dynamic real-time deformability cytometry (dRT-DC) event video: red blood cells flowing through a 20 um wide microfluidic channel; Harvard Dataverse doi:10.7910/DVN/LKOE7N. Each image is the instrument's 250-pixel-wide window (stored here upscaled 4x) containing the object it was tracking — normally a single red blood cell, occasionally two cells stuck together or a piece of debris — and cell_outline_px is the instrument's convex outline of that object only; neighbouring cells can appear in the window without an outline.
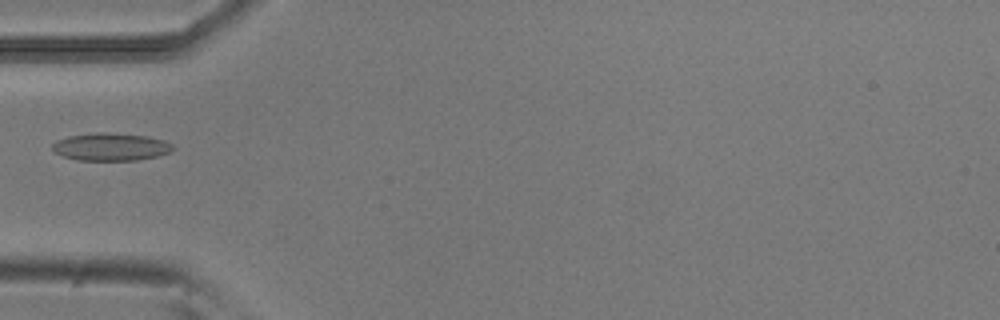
{"species": "common noctule bat (a hibernating species)", "species_latin": "Nyctalus noctula", "temperature_condition": "room temperature", "stored_images_in_passage": 35, "camera_frame_rate_fps": 3000, "um_per_image_px": 0.085, "animal": {"sex": "male", "body_mass_g": 20.5, "forearm_length_mm": 52.5}, "frame": {"image": 1, "passage_image": 1, "time_ms": 0.0, "image_size_px": [1000, 320], "cell_outline_px": [[176, 148], [172, 152], [160, 156], [136, 160], [76, 160], [64, 156], [56, 152], [52, 148], [52, 144], [56, 140], [68, 136], [96, 132], [104, 132], [148, 136], [164, 140], [172, 144]], "centroid_in_image_um": [9.47, 12.48], "position_along_channel_um": 75.5, "area_um2": 19.59}}
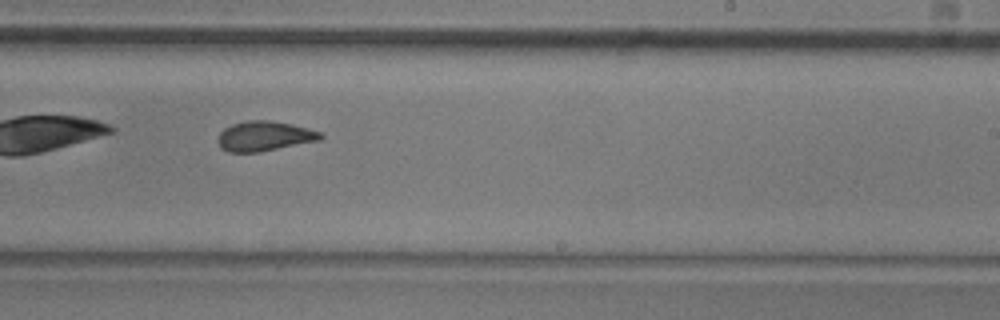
{"frame": {"image": 2, "passage_image": 16, "time_ms": 5.0, "image_size_px": [1000, 320], "cell_outline_px": [[324, 136], [320, 140], [256, 152], [228, 152], [220, 148], [216, 140], [220, 132], [224, 128], [232, 124], [248, 120], [268, 120], [292, 124], [308, 128], [320, 132]], "centroid_in_image_um": [22.43, 11.56], "position_along_channel_um": 266.6, "area_um2": 17.8}}